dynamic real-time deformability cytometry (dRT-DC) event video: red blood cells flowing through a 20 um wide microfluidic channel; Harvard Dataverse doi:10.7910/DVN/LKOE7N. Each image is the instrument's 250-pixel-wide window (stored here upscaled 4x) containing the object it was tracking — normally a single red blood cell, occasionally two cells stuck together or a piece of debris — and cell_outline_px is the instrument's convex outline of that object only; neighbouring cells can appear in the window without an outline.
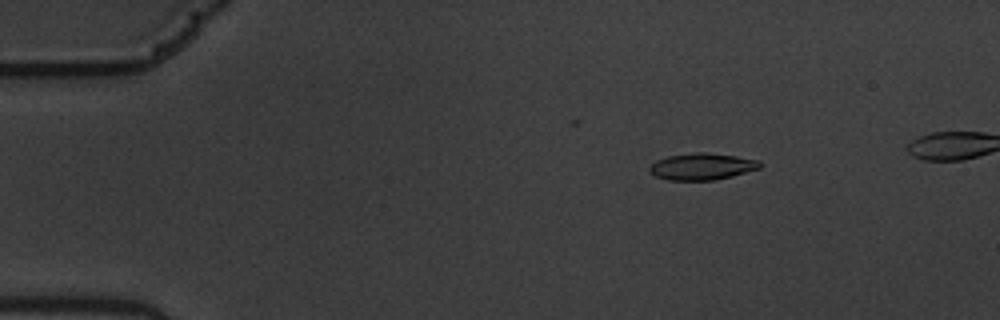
{"species": "common noctule bat (a hibernating species)", "species_latin": "Nyctalus noctula", "temperature_condition": "warm", "stored_images_in_passage": 52, "camera_frame_rate_fps": 3000, "um_per_image_px": 0.085, "animal": {"sex": "male", "body_mass_g": 19.5, "forearm_length_mm": 54.6}, "frame": {"image": 1, "passage_image": 10, "time_ms": 3.0, "image_size_px": [1000, 320], "cell_outline_px": [[764, 164], [760, 168], [732, 176], [712, 180], [668, 180], [656, 176], [648, 172], [648, 168], [656, 160], [668, 156], [696, 152], [704, 152], [736, 156], [760, 160]], "centroid_in_image_um": [59.68, 14.15], "position_along_channel_um": 25.3, "area_um2": 17.22}}
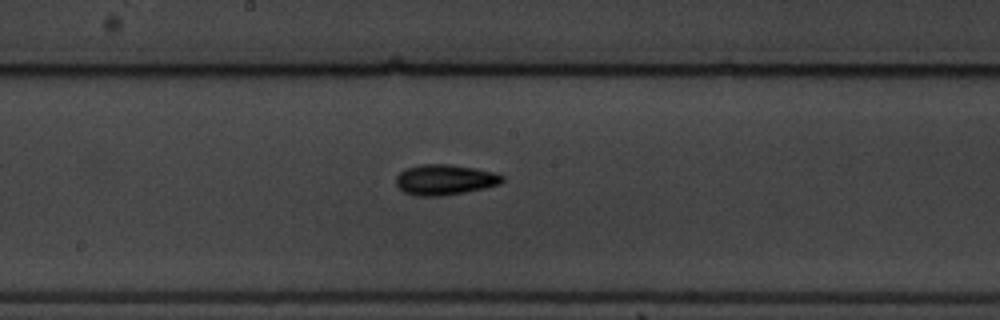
{"frame": {"image": 2, "passage_image": 32, "time_ms": 10.333, "image_size_px": [1000, 320], "cell_outline_px": [[504, 180], [500, 184], [484, 188], [464, 192], [440, 196], [416, 196], [404, 192], [396, 184], [396, 176], [404, 168], [420, 164], [448, 164], [476, 168], [496, 172], [504, 176]], "centroid_in_image_um": [37.81, 15.26], "position_along_channel_um": 210.4, "area_um2": 19.02}}
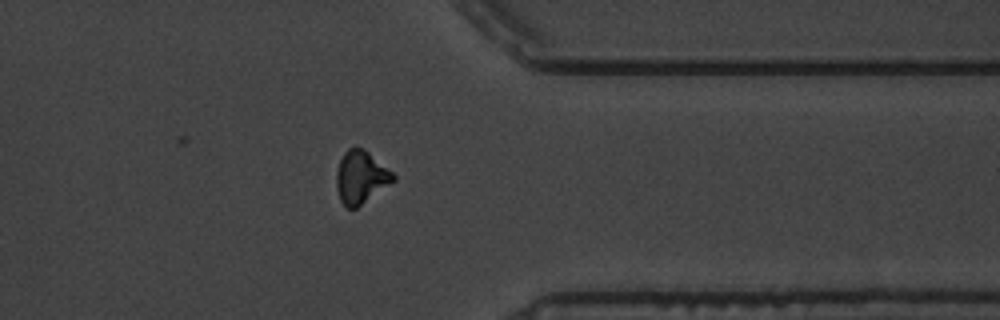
{"frame": {"image": 3, "passage_image": 47, "time_ms": 15.333, "image_size_px": [1000, 320], "cell_outline_px": [[396, 180], [356, 208], [348, 208], [340, 200], [336, 188], [336, 172], [340, 160], [344, 152], [348, 148], [364, 148], [392, 172], [396, 176]], "centroid_in_image_um": [30.67, 15.06], "position_along_channel_um": 380.7, "area_um2": 17.34}, "authors_computed_cell_mechanics": {"area_um2": 17.0221, "velocity_mm_per_s": 3.5444, "shape_relaxation_time_tau1_ms": 4.7044, "shape_relaxation_time_tau2_ms": 9.0916, "deformation_change_tau1": 0.1714, "deformation_change_tau2": 0.1607}}